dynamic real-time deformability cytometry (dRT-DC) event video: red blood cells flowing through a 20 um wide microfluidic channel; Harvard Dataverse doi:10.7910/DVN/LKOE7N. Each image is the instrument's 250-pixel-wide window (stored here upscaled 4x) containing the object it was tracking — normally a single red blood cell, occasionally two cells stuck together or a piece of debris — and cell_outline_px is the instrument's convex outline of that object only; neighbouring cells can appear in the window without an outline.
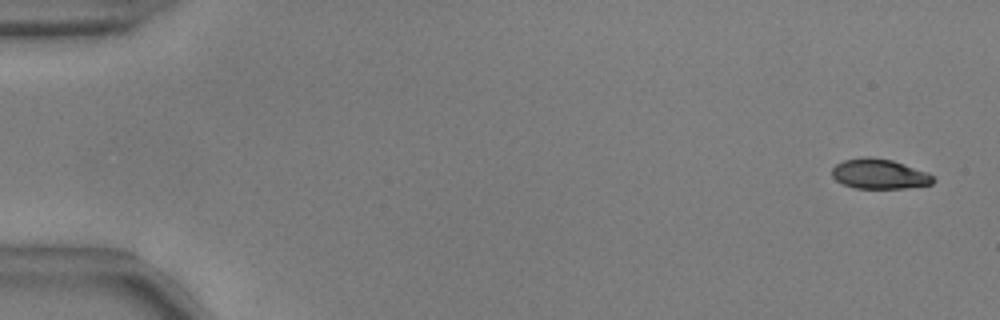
{"species": "common noctule bat (a hibernating species)", "species_latin": "Nyctalus noctula", "temperature_condition": "warm", "stored_images_in_passage": 55, "camera_frame_rate_fps": 3000, "um_per_image_px": 0.085, "animal": {"sex": "male", "body_mass_g": 17.9, "forearm_length_mm": 54.2}, "frame": {"image": 1, "passage_image": 3, "time_ms": 0.667, "image_size_px": [1000, 320], "cell_outline_px": [[936, 180], [932, 184], [904, 188], [856, 188], [844, 184], [836, 180], [832, 176], [832, 168], [836, 164], [844, 160], [864, 156], [872, 156], [892, 160], [928, 172]], "centroid_in_image_um": [74.75, 14.77], "position_along_channel_um": 10.3, "area_um2": 17.69}}
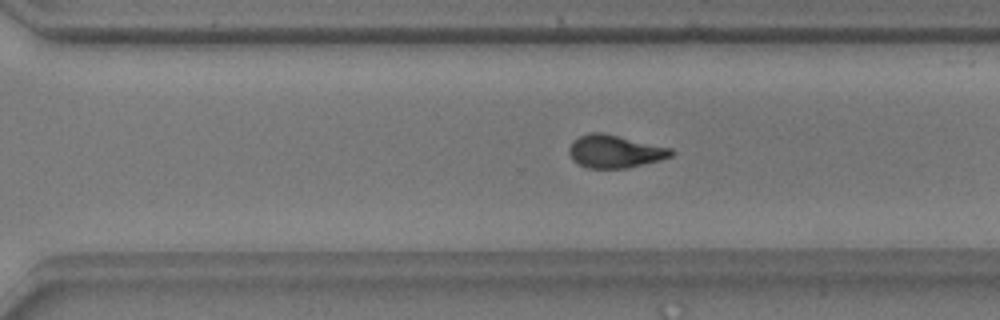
{"frame": {"image": 2, "passage_image": 39, "time_ms": 12.667, "image_size_px": [1000, 320], "cell_outline_px": [[676, 152], [672, 156], [660, 160], [628, 168], [588, 168], [572, 160], [568, 152], [568, 148], [580, 136], [588, 132], [604, 132], [672, 148]], "centroid_in_image_um": [52.29, 12.86], "position_along_channel_um": 318.3, "area_um2": 19.65}}
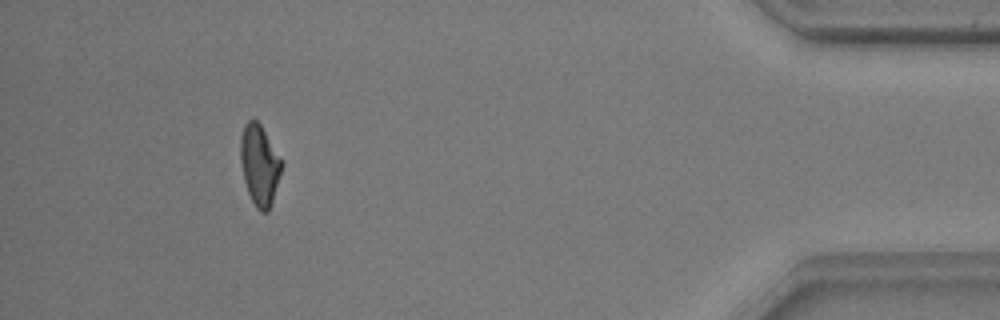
{"frame": {"image": 3, "passage_image": 51, "time_ms": 16.667, "image_size_px": [1000, 320], "cell_outline_px": [[280, 172], [272, 204], [268, 212], [260, 212], [256, 208], [248, 192], [244, 180], [240, 160], [240, 136], [244, 124], [248, 120], [256, 120], [260, 124], [280, 160]], "centroid_in_image_um": [22.01, 14.05], "position_along_channel_um": 413.2, "area_um2": 18.79}, "authors_computed_cell_mechanics": {"area_um2": 19.4786, "velocity_mm_per_s": 3.7473, "shape_relaxation_time_tau1_ms": 4.3461, "shape_relaxation_time_tau2_ms": 2.224, "deformation_change_tau1": 0.1545, "deformation_change_tau2": 0.0766}}